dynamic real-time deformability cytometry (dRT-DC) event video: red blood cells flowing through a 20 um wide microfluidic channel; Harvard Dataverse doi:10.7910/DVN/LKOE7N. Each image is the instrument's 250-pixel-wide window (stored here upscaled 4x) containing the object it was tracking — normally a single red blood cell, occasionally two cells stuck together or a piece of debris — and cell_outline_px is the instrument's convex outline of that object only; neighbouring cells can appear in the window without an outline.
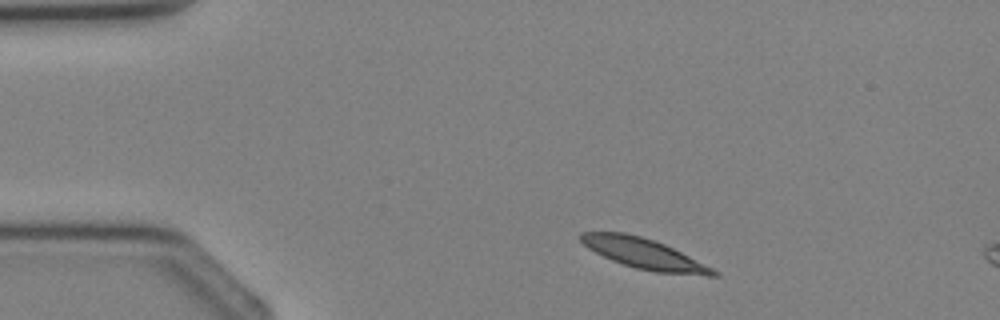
{"species": "Egyptian fruit bat (a non-hibernating species)", "species_latin": "Rousettus aegyptiacus", "temperature_condition": "cold", "stored_images_in_passage": 3, "segment_of_instrument_passage": [2, 2], "camera_frame_rate_fps": 3000, "um_per_image_px": 0.085, "animal": {"sex": "female"}, "frame": {"image": 1, "passage_image": 3, "time_ms": 2.667, "image_size_px": [1000, 320], "cell_outline_px": [[720, 276], [704, 276], [656, 272], [636, 268], [612, 260], [588, 248], [580, 240], [580, 232], [624, 232], [640, 236], [664, 244], [720, 272]], "centroid_in_image_um": [54.76, 21.57], "position_along_channel_um": 30.2, "area_um2": 23.06}}